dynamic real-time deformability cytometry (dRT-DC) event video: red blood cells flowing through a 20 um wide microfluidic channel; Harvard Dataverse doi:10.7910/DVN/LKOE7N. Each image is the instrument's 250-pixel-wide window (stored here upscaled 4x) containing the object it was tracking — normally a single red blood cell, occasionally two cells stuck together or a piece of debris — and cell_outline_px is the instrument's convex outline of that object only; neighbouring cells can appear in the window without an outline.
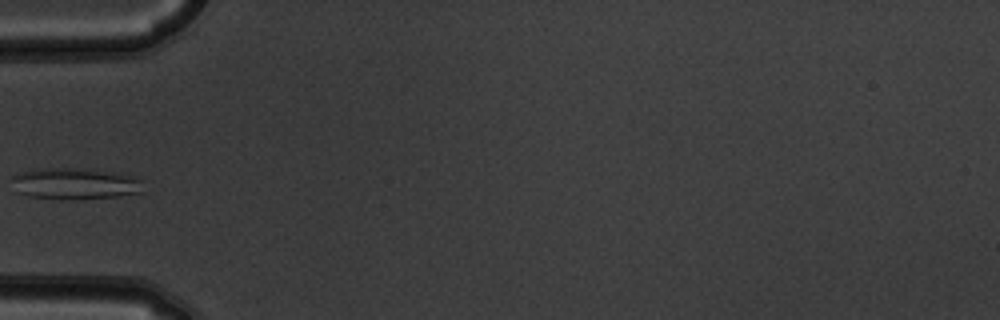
{"species": "common noctule bat (a hibernating species)", "species_latin": "Nyctalus noctula", "temperature_condition": "warm", "stored_images_in_passage": 3, "camera_frame_rate_fps": 3000, "um_per_image_px": 0.085, "animal": {"sex": "male", "body_mass_g": 19.5, "forearm_length_mm": 54.6}, "frame": {"image": 1, "passage_image": 3, "time_ms": 0.667, "image_size_px": [1000, 320], "cell_outline_px": [[144, 192], [116, 196], [76, 200], [68, 200], [28, 196], [16, 192], [12, 180], [12, 176], [20, 172], [36, 168], [72, 168], [120, 172], [144, 180]], "centroid_in_image_um": [6.41, 15.61], "position_along_channel_um": 78.6, "area_um2": 24.57}}